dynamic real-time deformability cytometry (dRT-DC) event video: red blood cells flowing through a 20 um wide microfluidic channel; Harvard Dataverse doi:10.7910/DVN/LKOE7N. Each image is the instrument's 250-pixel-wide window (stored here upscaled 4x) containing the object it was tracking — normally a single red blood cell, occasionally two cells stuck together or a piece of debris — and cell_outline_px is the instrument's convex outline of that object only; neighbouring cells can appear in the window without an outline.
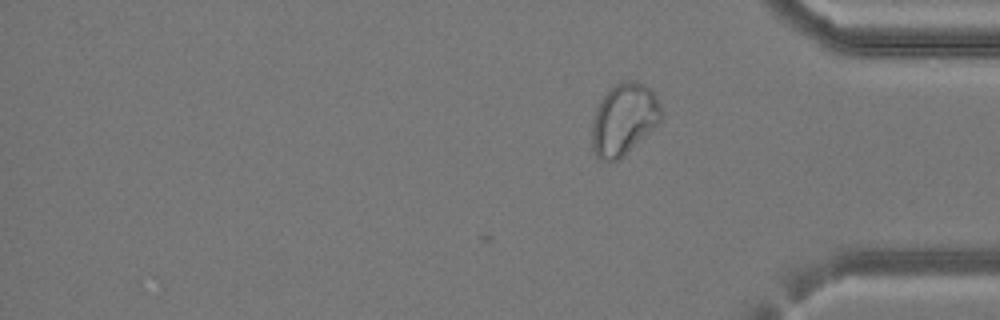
{"species": "common noctule bat (a hibernating species)", "species_latin": "Nyctalus noctula", "temperature_condition": "cold", "stored_images_in_passage": 29, "camera_frame_rate_fps": 3000, "um_per_image_px": 0.085, "animal": {"sex": "female", "body_mass_g": 24.6, "forearm_length_mm": 56.2}, "frame": {"image": 1, "passage_image": 29, "time_ms": 9.333, "image_size_px": [1000, 320], "cell_outline_px": [[660, 120], [620, 160], [608, 164], [596, 160], [592, 152], [592, 120], [596, 108], [600, 100], [608, 88], [624, 80], [636, 80], [652, 88], [656, 92], [660, 104]], "centroid_in_image_um": [52.98, 10.16], "position_along_channel_um": 382.2, "area_um2": 29.54}}